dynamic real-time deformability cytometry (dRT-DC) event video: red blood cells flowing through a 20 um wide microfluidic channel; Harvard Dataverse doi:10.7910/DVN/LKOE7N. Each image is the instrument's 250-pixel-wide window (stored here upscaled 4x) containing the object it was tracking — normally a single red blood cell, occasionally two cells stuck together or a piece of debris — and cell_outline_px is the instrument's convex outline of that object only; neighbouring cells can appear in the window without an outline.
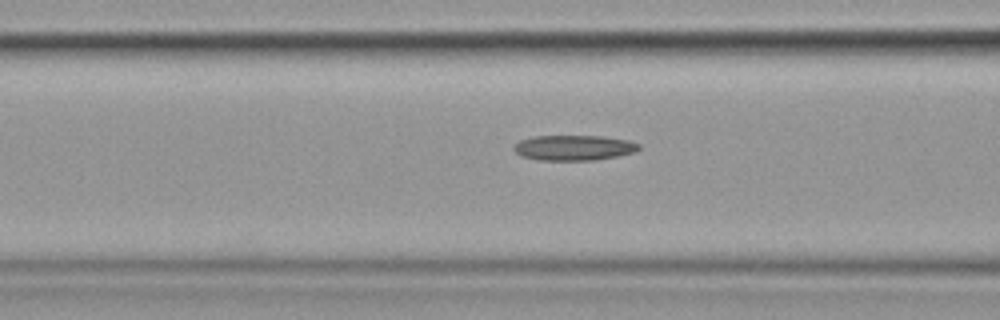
{"species": "common noctule bat (a hibernating species)", "species_latin": "Nyctalus noctula", "temperature_condition": "cold", "stored_images_in_passage": 20, "camera_frame_rate_fps": 3000, "um_per_image_px": 0.085, "animal": {"sex": "female", "body_mass_g": 19.9}, "frame": {"image": 1, "passage_image": 15, "time_ms": 4.667, "image_size_px": [1000, 320], "cell_outline_px": [[640, 148], [636, 152], [596, 160], [536, 160], [520, 156], [512, 148], [520, 140], [536, 136], [600, 136], [628, 140], [640, 144]], "centroid_in_image_um": [48.77, 12.56], "position_along_channel_um": 117.8, "area_um2": 18.44}}